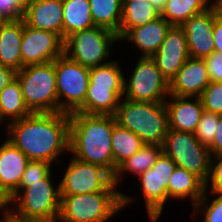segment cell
I'll use <instances>...</instances> for the list:
<instances>
[{
  "mask_svg": "<svg viewBox=\"0 0 222 222\" xmlns=\"http://www.w3.org/2000/svg\"><path fill=\"white\" fill-rule=\"evenodd\" d=\"M6 128V139L29 160L45 161L55 167L62 162V155L69 154V114L31 113L8 123Z\"/></svg>",
  "mask_w": 222,
  "mask_h": 222,
  "instance_id": "1",
  "label": "cell"
},
{
  "mask_svg": "<svg viewBox=\"0 0 222 222\" xmlns=\"http://www.w3.org/2000/svg\"><path fill=\"white\" fill-rule=\"evenodd\" d=\"M114 115L69 114V155L86 163L99 165L115 174L112 131Z\"/></svg>",
  "mask_w": 222,
  "mask_h": 222,
  "instance_id": "2",
  "label": "cell"
},
{
  "mask_svg": "<svg viewBox=\"0 0 222 222\" xmlns=\"http://www.w3.org/2000/svg\"><path fill=\"white\" fill-rule=\"evenodd\" d=\"M122 191H97L78 195H60L57 222H109L123 212L137 196ZM128 194V195H127ZM137 198V199H136ZM115 215V216H114Z\"/></svg>",
  "mask_w": 222,
  "mask_h": 222,
  "instance_id": "3",
  "label": "cell"
},
{
  "mask_svg": "<svg viewBox=\"0 0 222 222\" xmlns=\"http://www.w3.org/2000/svg\"><path fill=\"white\" fill-rule=\"evenodd\" d=\"M114 117L118 125L135 133L144 144L163 146L169 130L165 102H134L122 98Z\"/></svg>",
  "mask_w": 222,
  "mask_h": 222,
  "instance_id": "4",
  "label": "cell"
},
{
  "mask_svg": "<svg viewBox=\"0 0 222 222\" xmlns=\"http://www.w3.org/2000/svg\"><path fill=\"white\" fill-rule=\"evenodd\" d=\"M54 178L51 171L40 181L20 182L11 194L13 213L23 219L57 222L61 198L59 180Z\"/></svg>",
  "mask_w": 222,
  "mask_h": 222,
  "instance_id": "5",
  "label": "cell"
},
{
  "mask_svg": "<svg viewBox=\"0 0 222 222\" xmlns=\"http://www.w3.org/2000/svg\"><path fill=\"white\" fill-rule=\"evenodd\" d=\"M118 42L120 41L115 32L94 26L76 31L65 38L63 54L84 67L93 68L113 60V47L119 44Z\"/></svg>",
  "mask_w": 222,
  "mask_h": 222,
  "instance_id": "6",
  "label": "cell"
},
{
  "mask_svg": "<svg viewBox=\"0 0 222 222\" xmlns=\"http://www.w3.org/2000/svg\"><path fill=\"white\" fill-rule=\"evenodd\" d=\"M27 108L32 113L58 112L55 60L28 65L16 74Z\"/></svg>",
  "mask_w": 222,
  "mask_h": 222,
  "instance_id": "7",
  "label": "cell"
},
{
  "mask_svg": "<svg viewBox=\"0 0 222 222\" xmlns=\"http://www.w3.org/2000/svg\"><path fill=\"white\" fill-rule=\"evenodd\" d=\"M162 147L178 167L194 173L204 183L208 180L212 155L194 133L169 129Z\"/></svg>",
  "mask_w": 222,
  "mask_h": 222,
  "instance_id": "8",
  "label": "cell"
},
{
  "mask_svg": "<svg viewBox=\"0 0 222 222\" xmlns=\"http://www.w3.org/2000/svg\"><path fill=\"white\" fill-rule=\"evenodd\" d=\"M138 57L136 64L133 61L130 76L124 75L123 98L134 102H165L169 97L168 80L151 57Z\"/></svg>",
  "mask_w": 222,
  "mask_h": 222,
  "instance_id": "9",
  "label": "cell"
},
{
  "mask_svg": "<svg viewBox=\"0 0 222 222\" xmlns=\"http://www.w3.org/2000/svg\"><path fill=\"white\" fill-rule=\"evenodd\" d=\"M176 167L175 162L162 152L156 163L137 177L139 198L141 194L149 222H159L166 203L169 204L168 183Z\"/></svg>",
  "mask_w": 222,
  "mask_h": 222,
  "instance_id": "10",
  "label": "cell"
},
{
  "mask_svg": "<svg viewBox=\"0 0 222 222\" xmlns=\"http://www.w3.org/2000/svg\"><path fill=\"white\" fill-rule=\"evenodd\" d=\"M90 68L62 54L55 59L58 112L71 114L84 104L89 85Z\"/></svg>",
  "mask_w": 222,
  "mask_h": 222,
  "instance_id": "11",
  "label": "cell"
},
{
  "mask_svg": "<svg viewBox=\"0 0 222 222\" xmlns=\"http://www.w3.org/2000/svg\"><path fill=\"white\" fill-rule=\"evenodd\" d=\"M59 182L60 195H78L97 191H121L113 181V175L105 168L69 158Z\"/></svg>",
  "mask_w": 222,
  "mask_h": 222,
  "instance_id": "12",
  "label": "cell"
},
{
  "mask_svg": "<svg viewBox=\"0 0 222 222\" xmlns=\"http://www.w3.org/2000/svg\"><path fill=\"white\" fill-rule=\"evenodd\" d=\"M64 40L56 33L30 27L23 20L22 68L53 62L63 54Z\"/></svg>",
  "mask_w": 222,
  "mask_h": 222,
  "instance_id": "13",
  "label": "cell"
},
{
  "mask_svg": "<svg viewBox=\"0 0 222 222\" xmlns=\"http://www.w3.org/2000/svg\"><path fill=\"white\" fill-rule=\"evenodd\" d=\"M151 58L170 83L189 58L186 35L183 29L180 26L172 25L158 51Z\"/></svg>",
  "mask_w": 222,
  "mask_h": 222,
  "instance_id": "14",
  "label": "cell"
},
{
  "mask_svg": "<svg viewBox=\"0 0 222 222\" xmlns=\"http://www.w3.org/2000/svg\"><path fill=\"white\" fill-rule=\"evenodd\" d=\"M214 21L215 8L211 6L180 25L186 35L189 57L205 59L214 51Z\"/></svg>",
  "mask_w": 222,
  "mask_h": 222,
  "instance_id": "15",
  "label": "cell"
},
{
  "mask_svg": "<svg viewBox=\"0 0 222 222\" xmlns=\"http://www.w3.org/2000/svg\"><path fill=\"white\" fill-rule=\"evenodd\" d=\"M204 59L189 57L169 83V95L200 97L210 84Z\"/></svg>",
  "mask_w": 222,
  "mask_h": 222,
  "instance_id": "16",
  "label": "cell"
},
{
  "mask_svg": "<svg viewBox=\"0 0 222 222\" xmlns=\"http://www.w3.org/2000/svg\"><path fill=\"white\" fill-rule=\"evenodd\" d=\"M23 20L30 27L56 33L63 39V0H31Z\"/></svg>",
  "mask_w": 222,
  "mask_h": 222,
  "instance_id": "17",
  "label": "cell"
},
{
  "mask_svg": "<svg viewBox=\"0 0 222 222\" xmlns=\"http://www.w3.org/2000/svg\"><path fill=\"white\" fill-rule=\"evenodd\" d=\"M169 129L194 133L204 112L200 97L169 95L165 100Z\"/></svg>",
  "mask_w": 222,
  "mask_h": 222,
  "instance_id": "18",
  "label": "cell"
},
{
  "mask_svg": "<svg viewBox=\"0 0 222 222\" xmlns=\"http://www.w3.org/2000/svg\"><path fill=\"white\" fill-rule=\"evenodd\" d=\"M172 25L168 23L162 16L157 19L130 29L119 41L123 44L126 41L131 48L139 50L140 57H152L161 46L168 30Z\"/></svg>",
  "mask_w": 222,
  "mask_h": 222,
  "instance_id": "19",
  "label": "cell"
},
{
  "mask_svg": "<svg viewBox=\"0 0 222 222\" xmlns=\"http://www.w3.org/2000/svg\"><path fill=\"white\" fill-rule=\"evenodd\" d=\"M4 139L2 144L0 143V185L12 194L18 188L30 160L11 142Z\"/></svg>",
  "mask_w": 222,
  "mask_h": 222,
  "instance_id": "20",
  "label": "cell"
},
{
  "mask_svg": "<svg viewBox=\"0 0 222 222\" xmlns=\"http://www.w3.org/2000/svg\"><path fill=\"white\" fill-rule=\"evenodd\" d=\"M124 87H102L89 84L83 106L84 114L114 115L123 98Z\"/></svg>",
  "mask_w": 222,
  "mask_h": 222,
  "instance_id": "21",
  "label": "cell"
},
{
  "mask_svg": "<svg viewBox=\"0 0 222 222\" xmlns=\"http://www.w3.org/2000/svg\"><path fill=\"white\" fill-rule=\"evenodd\" d=\"M22 36L23 19L6 21L0 27V65L17 72L22 69Z\"/></svg>",
  "mask_w": 222,
  "mask_h": 222,
  "instance_id": "22",
  "label": "cell"
},
{
  "mask_svg": "<svg viewBox=\"0 0 222 222\" xmlns=\"http://www.w3.org/2000/svg\"><path fill=\"white\" fill-rule=\"evenodd\" d=\"M205 183L194 173L176 167L168 183L169 204L171 200L190 202L193 207L203 196Z\"/></svg>",
  "mask_w": 222,
  "mask_h": 222,
  "instance_id": "23",
  "label": "cell"
},
{
  "mask_svg": "<svg viewBox=\"0 0 222 222\" xmlns=\"http://www.w3.org/2000/svg\"><path fill=\"white\" fill-rule=\"evenodd\" d=\"M162 152V146L145 144L139 151L135 152L117 167L113 175L114 184L123 192L120 185H122L121 181L126 179L125 175L129 176L131 174V176H134L133 179L137 178L156 163L157 158Z\"/></svg>",
  "mask_w": 222,
  "mask_h": 222,
  "instance_id": "24",
  "label": "cell"
},
{
  "mask_svg": "<svg viewBox=\"0 0 222 222\" xmlns=\"http://www.w3.org/2000/svg\"><path fill=\"white\" fill-rule=\"evenodd\" d=\"M122 17L119 29V40L132 28L143 26L160 17L147 0L122 2Z\"/></svg>",
  "mask_w": 222,
  "mask_h": 222,
  "instance_id": "25",
  "label": "cell"
},
{
  "mask_svg": "<svg viewBox=\"0 0 222 222\" xmlns=\"http://www.w3.org/2000/svg\"><path fill=\"white\" fill-rule=\"evenodd\" d=\"M94 26L89 0H63V40Z\"/></svg>",
  "mask_w": 222,
  "mask_h": 222,
  "instance_id": "26",
  "label": "cell"
},
{
  "mask_svg": "<svg viewBox=\"0 0 222 222\" xmlns=\"http://www.w3.org/2000/svg\"><path fill=\"white\" fill-rule=\"evenodd\" d=\"M32 112L27 108L17 79L0 92V118L8 123L25 118Z\"/></svg>",
  "mask_w": 222,
  "mask_h": 222,
  "instance_id": "27",
  "label": "cell"
},
{
  "mask_svg": "<svg viewBox=\"0 0 222 222\" xmlns=\"http://www.w3.org/2000/svg\"><path fill=\"white\" fill-rule=\"evenodd\" d=\"M90 12L95 26L115 32L119 38L122 17L121 0H89Z\"/></svg>",
  "mask_w": 222,
  "mask_h": 222,
  "instance_id": "28",
  "label": "cell"
},
{
  "mask_svg": "<svg viewBox=\"0 0 222 222\" xmlns=\"http://www.w3.org/2000/svg\"><path fill=\"white\" fill-rule=\"evenodd\" d=\"M212 0H167L162 16L171 25L180 26L192 16L205 12Z\"/></svg>",
  "mask_w": 222,
  "mask_h": 222,
  "instance_id": "29",
  "label": "cell"
},
{
  "mask_svg": "<svg viewBox=\"0 0 222 222\" xmlns=\"http://www.w3.org/2000/svg\"><path fill=\"white\" fill-rule=\"evenodd\" d=\"M111 141L113 161L116 167L145 146L135 133L117 123L113 127Z\"/></svg>",
  "mask_w": 222,
  "mask_h": 222,
  "instance_id": "30",
  "label": "cell"
},
{
  "mask_svg": "<svg viewBox=\"0 0 222 222\" xmlns=\"http://www.w3.org/2000/svg\"><path fill=\"white\" fill-rule=\"evenodd\" d=\"M120 60L113 59L111 62L90 68L89 84L102 87H124L123 66Z\"/></svg>",
  "mask_w": 222,
  "mask_h": 222,
  "instance_id": "31",
  "label": "cell"
},
{
  "mask_svg": "<svg viewBox=\"0 0 222 222\" xmlns=\"http://www.w3.org/2000/svg\"><path fill=\"white\" fill-rule=\"evenodd\" d=\"M191 211L192 222L197 219H202L201 222H222V193L204 191L202 198L192 207Z\"/></svg>",
  "mask_w": 222,
  "mask_h": 222,
  "instance_id": "32",
  "label": "cell"
},
{
  "mask_svg": "<svg viewBox=\"0 0 222 222\" xmlns=\"http://www.w3.org/2000/svg\"><path fill=\"white\" fill-rule=\"evenodd\" d=\"M219 114L204 111L194 135L201 144L209 147L217 133Z\"/></svg>",
  "mask_w": 222,
  "mask_h": 222,
  "instance_id": "33",
  "label": "cell"
},
{
  "mask_svg": "<svg viewBox=\"0 0 222 222\" xmlns=\"http://www.w3.org/2000/svg\"><path fill=\"white\" fill-rule=\"evenodd\" d=\"M200 99L204 111L222 114V82H210L201 93Z\"/></svg>",
  "mask_w": 222,
  "mask_h": 222,
  "instance_id": "34",
  "label": "cell"
},
{
  "mask_svg": "<svg viewBox=\"0 0 222 222\" xmlns=\"http://www.w3.org/2000/svg\"><path fill=\"white\" fill-rule=\"evenodd\" d=\"M31 0H0V15L6 21L23 19L24 12Z\"/></svg>",
  "mask_w": 222,
  "mask_h": 222,
  "instance_id": "35",
  "label": "cell"
},
{
  "mask_svg": "<svg viewBox=\"0 0 222 222\" xmlns=\"http://www.w3.org/2000/svg\"><path fill=\"white\" fill-rule=\"evenodd\" d=\"M54 166L45 161L30 160L22 175L20 182H35L44 179L51 171H54Z\"/></svg>",
  "mask_w": 222,
  "mask_h": 222,
  "instance_id": "36",
  "label": "cell"
},
{
  "mask_svg": "<svg viewBox=\"0 0 222 222\" xmlns=\"http://www.w3.org/2000/svg\"><path fill=\"white\" fill-rule=\"evenodd\" d=\"M205 191L222 193V156L211 159L210 174L205 182Z\"/></svg>",
  "mask_w": 222,
  "mask_h": 222,
  "instance_id": "37",
  "label": "cell"
},
{
  "mask_svg": "<svg viewBox=\"0 0 222 222\" xmlns=\"http://www.w3.org/2000/svg\"><path fill=\"white\" fill-rule=\"evenodd\" d=\"M208 74L212 82H222V54L213 51L205 59Z\"/></svg>",
  "mask_w": 222,
  "mask_h": 222,
  "instance_id": "38",
  "label": "cell"
},
{
  "mask_svg": "<svg viewBox=\"0 0 222 222\" xmlns=\"http://www.w3.org/2000/svg\"><path fill=\"white\" fill-rule=\"evenodd\" d=\"M11 213H13L12 195L0 185V221Z\"/></svg>",
  "mask_w": 222,
  "mask_h": 222,
  "instance_id": "39",
  "label": "cell"
},
{
  "mask_svg": "<svg viewBox=\"0 0 222 222\" xmlns=\"http://www.w3.org/2000/svg\"><path fill=\"white\" fill-rule=\"evenodd\" d=\"M217 133L212 144L208 147L212 157L222 156V114H219Z\"/></svg>",
  "mask_w": 222,
  "mask_h": 222,
  "instance_id": "40",
  "label": "cell"
},
{
  "mask_svg": "<svg viewBox=\"0 0 222 222\" xmlns=\"http://www.w3.org/2000/svg\"><path fill=\"white\" fill-rule=\"evenodd\" d=\"M214 51L222 54V20L215 10V21L213 30Z\"/></svg>",
  "mask_w": 222,
  "mask_h": 222,
  "instance_id": "41",
  "label": "cell"
},
{
  "mask_svg": "<svg viewBox=\"0 0 222 222\" xmlns=\"http://www.w3.org/2000/svg\"><path fill=\"white\" fill-rule=\"evenodd\" d=\"M17 71L0 65V92L8 84L16 79Z\"/></svg>",
  "mask_w": 222,
  "mask_h": 222,
  "instance_id": "42",
  "label": "cell"
},
{
  "mask_svg": "<svg viewBox=\"0 0 222 222\" xmlns=\"http://www.w3.org/2000/svg\"><path fill=\"white\" fill-rule=\"evenodd\" d=\"M0 222H43L39 220L23 219L11 213L5 216Z\"/></svg>",
  "mask_w": 222,
  "mask_h": 222,
  "instance_id": "43",
  "label": "cell"
},
{
  "mask_svg": "<svg viewBox=\"0 0 222 222\" xmlns=\"http://www.w3.org/2000/svg\"><path fill=\"white\" fill-rule=\"evenodd\" d=\"M167 0H149L154 9L161 15Z\"/></svg>",
  "mask_w": 222,
  "mask_h": 222,
  "instance_id": "44",
  "label": "cell"
},
{
  "mask_svg": "<svg viewBox=\"0 0 222 222\" xmlns=\"http://www.w3.org/2000/svg\"><path fill=\"white\" fill-rule=\"evenodd\" d=\"M212 6L215 8L218 17L222 20V0H212Z\"/></svg>",
  "mask_w": 222,
  "mask_h": 222,
  "instance_id": "45",
  "label": "cell"
},
{
  "mask_svg": "<svg viewBox=\"0 0 222 222\" xmlns=\"http://www.w3.org/2000/svg\"><path fill=\"white\" fill-rule=\"evenodd\" d=\"M2 125L5 127V129H4L5 132H3V134H4V133H6V126H5L6 124H5V122L0 118V126L2 127L1 129L4 128Z\"/></svg>",
  "mask_w": 222,
  "mask_h": 222,
  "instance_id": "46",
  "label": "cell"
},
{
  "mask_svg": "<svg viewBox=\"0 0 222 222\" xmlns=\"http://www.w3.org/2000/svg\"><path fill=\"white\" fill-rule=\"evenodd\" d=\"M6 22V20L0 15V27Z\"/></svg>",
  "mask_w": 222,
  "mask_h": 222,
  "instance_id": "47",
  "label": "cell"
},
{
  "mask_svg": "<svg viewBox=\"0 0 222 222\" xmlns=\"http://www.w3.org/2000/svg\"><path fill=\"white\" fill-rule=\"evenodd\" d=\"M122 2H127V1H131V0H121ZM147 1H149V0H147Z\"/></svg>",
  "mask_w": 222,
  "mask_h": 222,
  "instance_id": "48",
  "label": "cell"
}]
</instances>
